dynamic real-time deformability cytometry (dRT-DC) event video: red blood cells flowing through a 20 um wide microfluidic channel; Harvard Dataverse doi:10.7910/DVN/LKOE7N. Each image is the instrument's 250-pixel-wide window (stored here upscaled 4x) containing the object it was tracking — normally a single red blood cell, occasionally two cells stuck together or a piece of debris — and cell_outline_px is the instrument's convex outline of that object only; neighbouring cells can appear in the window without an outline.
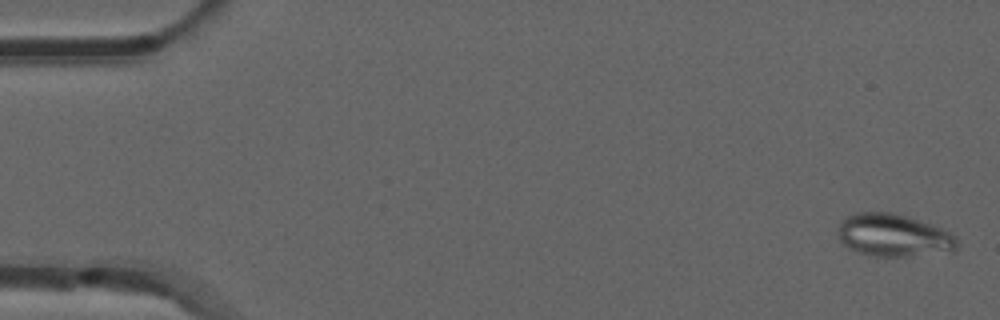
{"species": "common noctule bat (a hibernating species)", "species_latin": "Nyctalus noctula", "temperature_condition": "room temperature", "stored_images_in_passage": 53, "camera_frame_rate_fps": 3000, "um_per_image_px": 0.085, "animal": {"sex": "male", "forearm_length_mm": 52.5}, "frame": {"image": 1, "passage_image": 2, "time_ms": 0.333, "image_size_px": [1000, 320], "cell_outline_px": [[960, 244], [952, 252], [908, 256], [872, 256], [848, 248], [840, 240], [836, 232], [840, 220], [856, 212], [892, 212], [908, 216], [932, 224], [956, 236], [960, 240]], "centroid_in_image_um": [75.96, 20.0], "position_along_channel_um": 9.0, "area_um2": 30.0}}
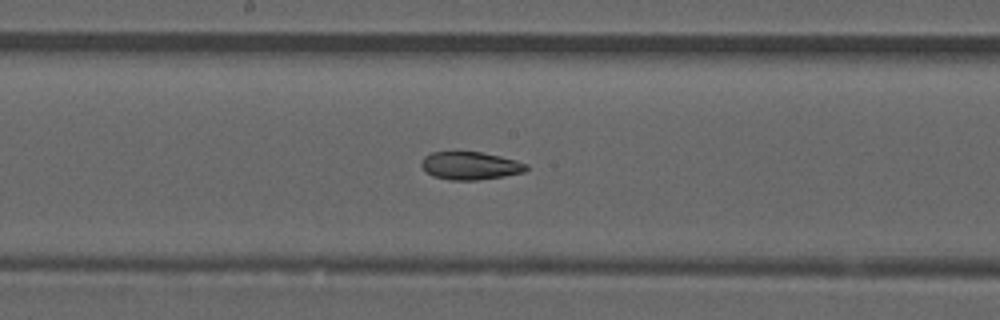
{"frame": {"image": 2, "passage_image": 28, "time_ms": 9.0, "image_size_px": [1000, 320], "cell_outline_px": [[528, 168], [524, 172], [504, 176], [476, 180], [448, 180], [432, 176], [424, 172], [420, 164], [420, 160], [424, 156], [432, 152], [480, 152], [500, 156], [516, 160], [528, 164]], "centroid_in_image_um": [39.93, 14.09], "position_along_channel_um": 208.3, "area_um2": 17.22}}
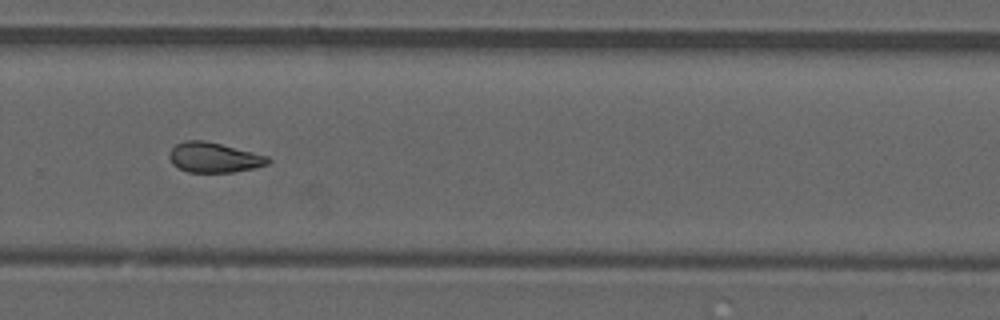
{"frame": {"image": 3, "passage_image": 36, "time_ms": 11.667, "image_size_px": [1000, 320], "cell_outline_px": [[272, 160], [268, 164], [252, 168], [232, 172], [188, 172], [172, 164], [168, 156], [168, 152], [176, 144], [184, 140], [204, 140], [268, 156]], "centroid_in_image_um": [18.15, 13.38], "position_along_channel_um": 311.6, "area_um2": 17.17}, "authors_computed_cell_mechanics": {"area_um2": 17.8024, "velocity_mm_per_s": 3.8953, "shape_relaxation_time_tau1_ms": null, "shape_relaxation_time_tau2_ms": 3.0815, "deformation_change_tau1": null, "deformation_change_tau2": 0.0823}}